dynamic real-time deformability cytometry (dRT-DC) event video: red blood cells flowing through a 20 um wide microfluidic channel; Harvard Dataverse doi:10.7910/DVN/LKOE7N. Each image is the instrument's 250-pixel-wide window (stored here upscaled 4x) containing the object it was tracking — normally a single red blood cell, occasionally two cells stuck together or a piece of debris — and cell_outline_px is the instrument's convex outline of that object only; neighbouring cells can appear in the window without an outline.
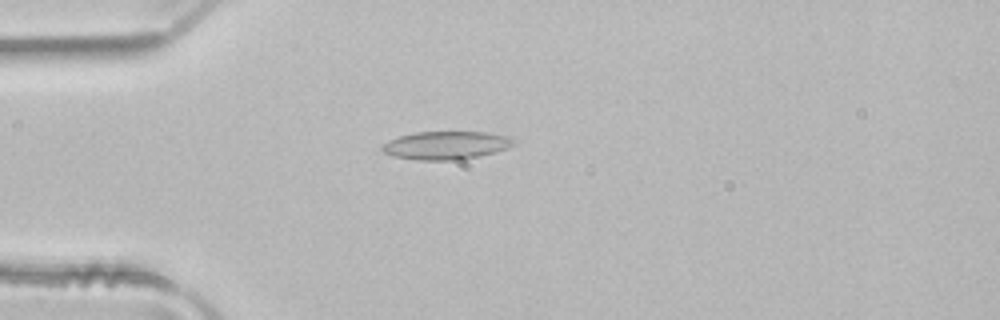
{"species": "common noctule bat (a hibernating species)", "species_latin": "Nyctalus noctula", "temperature_condition": "room temperature", "stored_images_in_passage": 40, "camera_frame_rate_fps": 3000, "um_per_image_px": 0.085, "animal": {"sex": "male", "body_mass_g": 21.5, "forearm_length_mm": 52.0}, "frame": {"image": 1, "passage_image": 3, "time_ms": 0.667, "image_size_px": [1000, 320], "cell_outline_px": [[520, 140], [516, 144], [508, 148], [476, 156], [456, 160], [416, 160], [392, 156], [384, 152], [380, 148], [388, 140], [400, 136], [416, 132], [488, 132], [512, 136]], "centroid_in_image_um": [37.97, 12.34], "position_along_channel_um": 47.0, "area_um2": 21.73}}
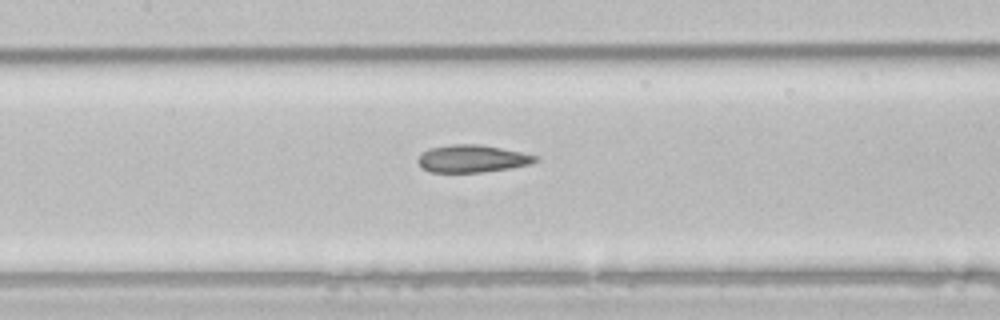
{"frame": {"image": 2, "passage_image": 13, "time_ms": 4.0, "image_size_px": [1000, 320], "cell_outline_px": [[540, 160], [532, 164], [508, 168], [480, 172], [432, 172], [424, 168], [416, 160], [428, 148], [448, 144], [480, 144], [520, 152], [536, 156]], "centroid_in_image_um": [40.14, 13.47], "position_along_channel_um": 167.3, "area_um2": 18.61}}
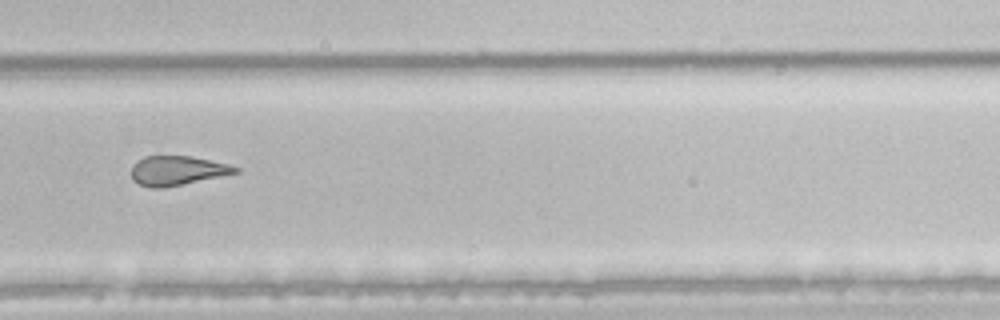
{"frame": {"image": 3, "passage_image": 24, "time_ms": 7.667, "image_size_px": [1000, 320], "cell_outline_px": [[240, 172], [160, 188], [148, 188], [132, 180], [132, 164], [144, 156], [192, 156], [228, 164], [240, 168]], "centroid_in_image_um": [15.04, 14.49], "position_along_channel_um": 314.8, "area_um2": 17.63}, "authors_computed_cell_mechanics": {"area_um2": 19.6231, "velocity_mm_per_s": 4.0431, "shape_relaxation_time_tau1_ms": null, "shape_relaxation_time_tau2_ms": 1.9092, "deformation_change_tau1": null, "deformation_change_tau2": 0.0898}}